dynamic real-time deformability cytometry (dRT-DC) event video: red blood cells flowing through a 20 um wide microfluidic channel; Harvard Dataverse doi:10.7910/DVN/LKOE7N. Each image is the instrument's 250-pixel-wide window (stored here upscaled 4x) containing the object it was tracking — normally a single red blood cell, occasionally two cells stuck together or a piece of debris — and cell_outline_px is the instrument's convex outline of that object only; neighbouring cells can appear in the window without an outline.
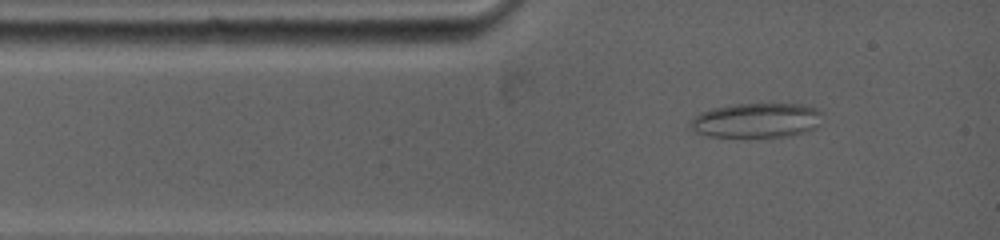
{"species": "common noctule bat (a hibernating species)", "species_latin": "Nyctalus noctula", "temperature_condition": "warm", "stored_images_in_passage": 57, "camera_frame_rate_fps": 5000, "um_per_image_px": 0.085, "animal": {"sex": "female", "body_mass_g": 19.0, "forearm_length_mm": 53.3}, "frame": {"image": 1, "passage_image": 4, "time_ms": 0.8, "image_size_px": [1000, 240], "cell_outline_px": [[824, 112], [816, 128], [792, 136], [708, 136], [696, 132], [692, 128], [692, 120], [700, 112], [712, 108], [736, 104], [804, 104], [816, 108]], "centroid_in_image_um": [64.37, 10.22], "position_along_channel_um": 20.6, "area_um2": 26.47}}
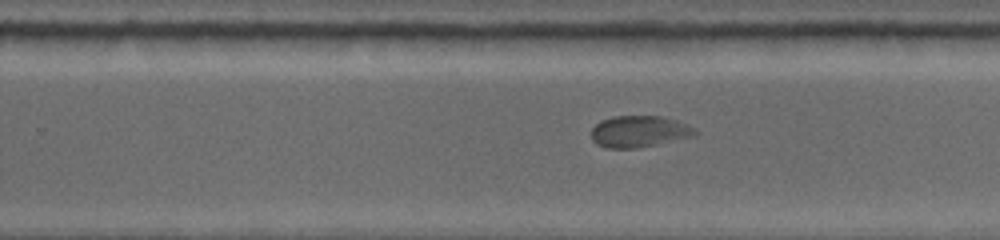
{"frame": {"image": 2, "passage_image": 28, "time_ms": 7.8, "image_size_px": [1000, 240], "cell_outline_px": [[700, 132], [696, 136], [636, 148], [608, 148], [596, 144], [592, 140], [592, 128], [600, 120], [612, 116], [660, 116], [676, 120], [696, 128]], "centroid_in_image_um": [54.35, 11.17], "position_along_channel_um": 275.4, "area_um2": 19.19}}
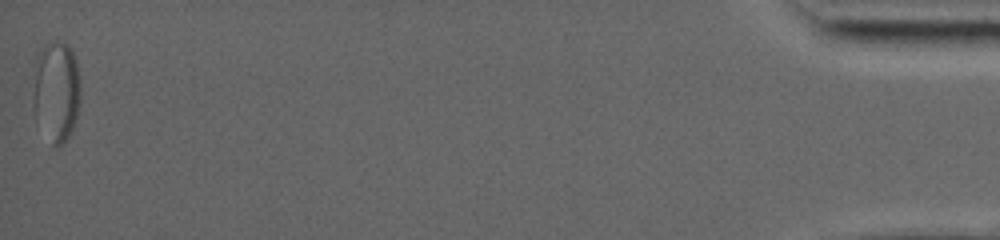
{"frame": {"image": 3, "passage_image": 57, "time_ms": 16.0, "image_size_px": [1000, 240], "cell_outline_px": [[80, 92], [76, 116], [68, 136], [60, 144], [56, 144], [36, 100], [36, 56], [44, 44], [64, 44], [72, 48], [76, 64]], "centroid_in_image_um": [4.89, 7.53], "position_along_channel_um": 430.3, "area_um2": 24.39}}